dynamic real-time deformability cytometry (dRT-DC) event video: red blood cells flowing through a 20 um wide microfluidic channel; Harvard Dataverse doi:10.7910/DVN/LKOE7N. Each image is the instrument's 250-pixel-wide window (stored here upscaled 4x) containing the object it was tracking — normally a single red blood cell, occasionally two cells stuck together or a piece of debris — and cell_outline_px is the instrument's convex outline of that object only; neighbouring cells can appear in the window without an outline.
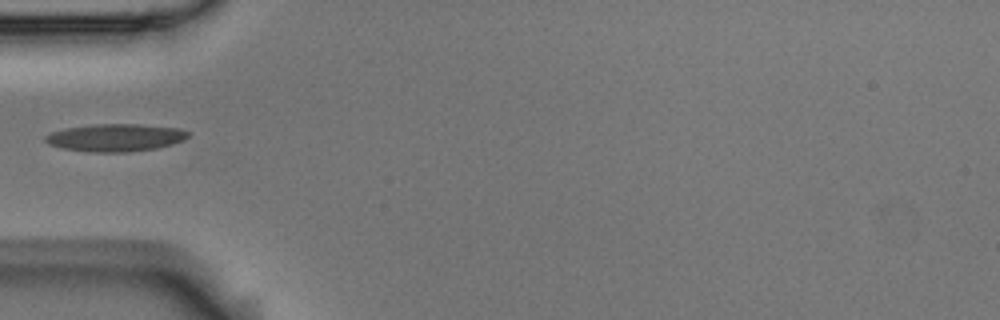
{"species": "Egyptian fruit bat (a non-hibernating species)", "species_latin": "Rousettus aegyptiacus", "temperature_condition": "room temperature", "stored_images_in_passage": 7, "camera_frame_rate_fps": 3000, "um_per_image_px": 0.085, "animal": {"sex": "male"}, "frame": {"image": 1, "passage_image": 6, "time_ms": 1.667, "image_size_px": [1000, 320], "cell_outline_px": [[188, 136], [184, 140], [172, 144], [156, 148], [128, 152], [92, 152], [64, 148], [48, 144], [44, 140], [44, 136], [52, 132], [64, 128], [96, 124], [140, 124], [180, 128], [188, 132]], "centroid_in_image_um": [9.81, 11.69], "position_along_channel_um": 75.2, "area_um2": 22.89}}
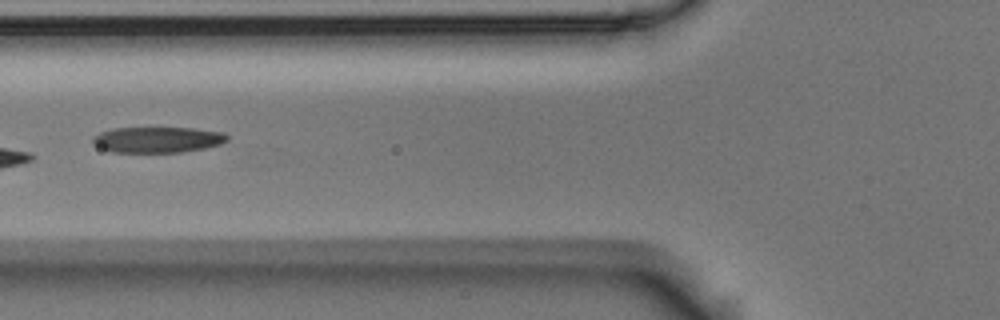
{"frame": {"image": 2, "passage_image": 7, "time_ms": 2.0, "image_size_px": [1000, 320], "cell_outline_px": [[228, 140], [220, 144], [204, 148], [180, 152], [112, 152], [100, 148], [92, 144], [92, 136], [100, 132], [112, 128], [192, 128], [224, 132], [228, 136]], "centroid_in_image_um": [13.36, 11.87], "position_along_channel_um": 112.4, "area_um2": 20.29}}